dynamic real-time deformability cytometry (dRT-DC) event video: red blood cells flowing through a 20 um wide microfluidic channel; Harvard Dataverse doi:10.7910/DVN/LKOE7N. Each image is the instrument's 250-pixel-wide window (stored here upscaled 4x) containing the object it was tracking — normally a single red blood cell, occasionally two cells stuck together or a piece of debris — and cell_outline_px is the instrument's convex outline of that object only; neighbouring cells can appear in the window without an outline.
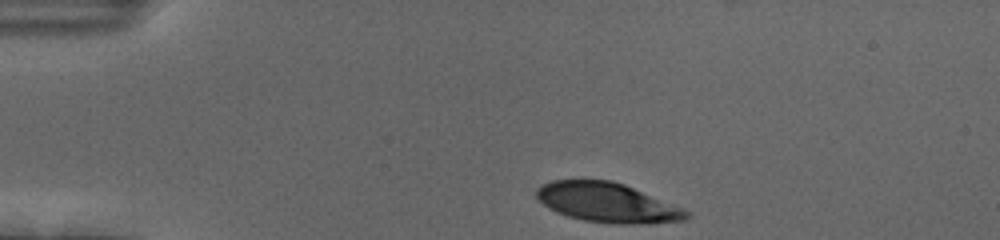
{"species": "human", "species_latin": "Homo sapiens", "temperature_condition": "cold", "stored_images_in_passage": 36, "camera_frame_rate_fps": 3000, "um_per_image_px": 0.085, "donor": {"sex": "female"}, "frame": {"image": 1, "passage_image": 1, "time_ms": 0.0, "image_size_px": [1000, 240], "cell_outline_px": [[692, 216], [688, 220], [624, 224], [616, 224], [584, 220], [568, 216], [556, 212], [548, 208], [536, 196], [536, 192], [544, 184], [552, 180], [612, 180], [624, 184], [692, 212]], "centroid_in_image_um": [51.65, 17.22], "position_along_channel_um": 33.4, "area_um2": 34.16}}
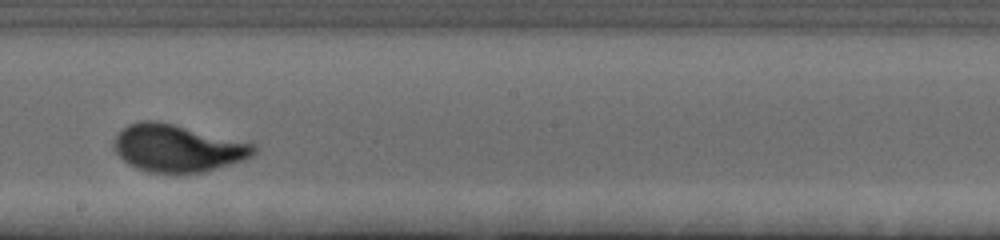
{"frame": {"image": 2, "passage_image": 22, "time_ms": 7.0, "image_size_px": [1000, 240], "cell_outline_px": [[260, 148], [252, 156], [244, 160], [204, 172], [148, 172], [136, 168], [128, 164], [116, 152], [112, 140], [128, 124], [140, 120], [156, 120], [256, 144]], "centroid_in_image_um": [15.11, 12.59], "position_along_channel_um": 233.1, "area_um2": 38.44}}
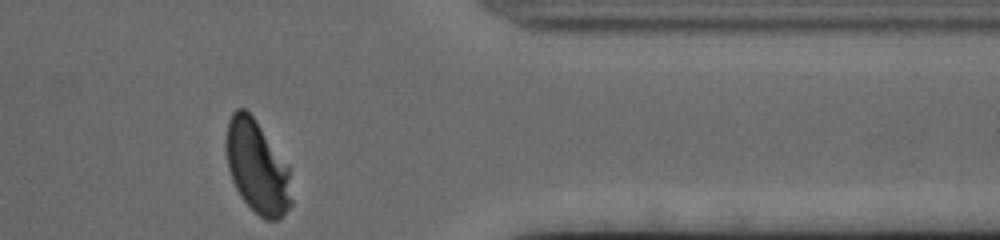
{"frame": {"image": 3, "passage_image": 36, "time_ms": 11.667, "image_size_px": [1000, 240], "cell_outline_px": [[292, 204], [280, 220], [264, 220], [240, 196], [232, 180], [228, 168], [224, 144], [224, 140], [228, 120], [232, 112], [236, 108], [244, 108], [256, 120], [288, 168], [292, 200]], "centroid_in_image_um": [21.82, 14.2], "position_along_channel_um": 389.6, "area_um2": 35.26}, "authors_computed_cell_mechanics": {"area_um2": 37.3388, "velocity_mm_per_s": 3.6562, "shape_relaxation_time_tau1_ms": 3.0242, "shape_relaxation_time_tau2_ms": null, "deformation_change_tau1": 0.177, "deformation_change_tau2": null}}